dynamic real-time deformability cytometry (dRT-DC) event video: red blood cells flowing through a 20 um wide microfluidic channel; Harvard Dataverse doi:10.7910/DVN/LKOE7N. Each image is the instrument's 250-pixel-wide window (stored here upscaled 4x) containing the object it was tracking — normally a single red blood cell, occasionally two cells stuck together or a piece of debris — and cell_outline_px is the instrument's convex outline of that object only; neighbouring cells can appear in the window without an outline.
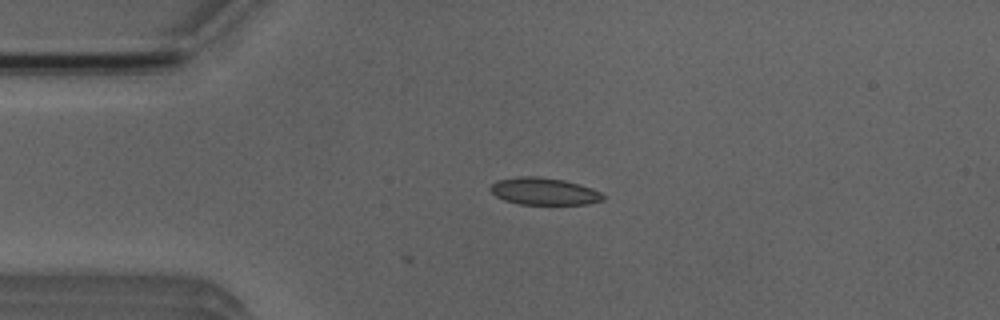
{"species": "Egyptian fruit bat (a non-hibernating species)", "species_latin": "Rousettus aegyptiacus", "temperature_condition": "room temperature", "stored_images_in_passage": 5, "camera_frame_rate_fps": 3000, "um_per_image_px": 0.085, "animal": {"sex": "male"}, "frame": {"image": 1, "passage_image": 2, "time_ms": 2.0, "image_size_px": [1000, 320], "cell_outline_px": [[604, 200], [588, 204], [520, 204], [504, 200], [496, 196], [488, 188], [492, 184], [500, 180], [520, 176], [536, 176], [564, 180], [600, 192], [604, 196]], "centroid_in_image_um": [46.21, 16.27], "position_along_channel_um": 38.8, "area_um2": 17.51}}